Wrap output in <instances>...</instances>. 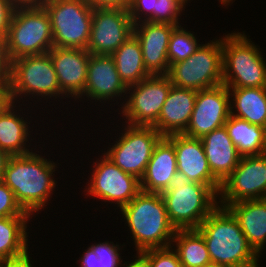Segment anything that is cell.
<instances>
[{
    "label": "cell",
    "instance_id": "obj_36",
    "mask_svg": "<svg viewBox=\"0 0 266 267\" xmlns=\"http://www.w3.org/2000/svg\"><path fill=\"white\" fill-rule=\"evenodd\" d=\"M15 9L11 0H0V36L7 37Z\"/></svg>",
    "mask_w": 266,
    "mask_h": 267
},
{
    "label": "cell",
    "instance_id": "obj_2",
    "mask_svg": "<svg viewBox=\"0 0 266 267\" xmlns=\"http://www.w3.org/2000/svg\"><path fill=\"white\" fill-rule=\"evenodd\" d=\"M197 230L204 238L211 262L230 267H259V256L227 207L218 205Z\"/></svg>",
    "mask_w": 266,
    "mask_h": 267
},
{
    "label": "cell",
    "instance_id": "obj_9",
    "mask_svg": "<svg viewBox=\"0 0 266 267\" xmlns=\"http://www.w3.org/2000/svg\"><path fill=\"white\" fill-rule=\"evenodd\" d=\"M11 101L23 97L22 94L48 97L64 95L57 80V75L50 54L43 53L17 58L12 61L9 75Z\"/></svg>",
    "mask_w": 266,
    "mask_h": 267
},
{
    "label": "cell",
    "instance_id": "obj_17",
    "mask_svg": "<svg viewBox=\"0 0 266 267\" xmlns=\"http://www.w3.org/2000/svg\"><path fill=\"white\" fill-rule=\"evenodd\" d=\"M167 138L174 144L178 172L184 173L191 182L208 185L218 195L221 183L211 172L201 139L184 134Z\"/></svg>",
    "mask_w": 266,
    "mask_h": 267
},
{
    "label": "cell",
    "instance_id": "obj_22",
    "mask_svg": "<svg viewBox=\"0 0 266 267\" xmlns=\"http://www.w3.org/2000/svg\"><path fill=\"white\" fill-rule=\"evenodd\" d=\"M201 141L211 172L222 183L238 165L241 155L225 126L214 129L202 137Z\"/></svg>",
    "mask_w": 266,
    "mask_h": 267
},
{
    "label": "cell",
    "instance_id": "obj_15",
    "mask_svg": "<svg viewBox=\"0 0 266 267\" xmlns=\"http://www.w3.org/2000/svg\"><path fill=\"white\" fill-rule=\"evenodd\" d=\"M230 97L224 84L197 92L194 109L184 135L201 139L225 125L230 116Z\"/></svg>",
    "mask_w": 266,
    "mask_h": 267
},
{
    "label": "cell",
    "instance_id": "obj_37",
    "mask_svg": "<svg viewBox=\"0 0 266 267\" xmlns=\"http://www.w3.org/2000/svg\"><path fill=\"white\" fill-rule=\"evenodd\" d=\"M12 61L8 54L6 37L0 36V79L8 80Z\"/></svg>",
    "mask_w": 266,
    "mask_h": 267
},
{
    "label": "cell",
    "instance_id": "obj_10",
    "mask_svg": "<svg viewBox=\"0 0 266 267\" xmlns=\"http://www.w3.org/2000/svg\"><path fill=\"white\" fill-rule=\"evenodd\" d=\"M126 127L125 133L104 154L124 172L141 179L155 145L163 136L153 126Z\"/></svg>",
    "mask_w": 266,
    "mask_h": 267
},
{
    "label": "cell",
    "instance_id": "obj_16",
    "mask_svg": "<svg viewBox=\"0 0 266 267\" xmlns=\"http://www.w3.org/2000/svg\"><path fill=\"white\" fill-rule=\"evenodd\" d=\"M50 54L60 90L69 97H82L90 53L82 48L52 47Z\"/></svg>",
    "mask_w": 266,
    "mask_h": 267
},
{
    "label": "cell",
    "instance_id": "obj_40",
    "mask_svg": "<svg viewBox=\"0 0 266 267\" xmlns=\"http://www.w3.org/2000/svg\"><path fill=\"white\" fill-rule=\"evenodd\" d=\"M27 252L23 256L3 260V267H32L30 257Z\"/></svg>",
    "mask_w": 266,
    "mask_h": 267
},
{
    "label": "cell",
    "instance_id": "obj_38",
    "mask_svg": "<svg viewBox=\"0 0 266 267\" xmlns=\"http://www.w3.org/2000/svg\"><path fill=\"white\" fill-rule=\"evenodd\" d=\"M92 8H128L130 0H84Z\"/></svg>",
    "mask_w": 266,
    "mask_h": 267
},
{
    "label": "cell",
    "instance_id": "obj_45",
    "mask_svg": "<svg viewBox=\"0 0 266 267\" xmlns=\"http://www.w3.org/2000/svg\"><path fill=\"white\" fill-rule=\"evenodd\" d=\"M232 0H220L223 5H229ZM228 3V4H227Z\"/></svg>",
    "mask_w": 266,
    "mask_h": 267
},
{
    "label": "cell",
    "instance_id": "obj_11",
    "mask_svg": "<svg viewBox=\"0 0 266 267\" xmlns=\"http://www.w3.org/2000/svg\"><path fill=\"white\" fill-rule=\"evenodd\" d=\"M172 87L167 75H150L128 87L129 99L122 103V114L133 126H154ZM134 88V89H133Z\"/></svg>",
    "mask_w": 266,
    "mask_h": 267
},
{
    "label": "cell",
    "instance_id": "obj_34",
    "mask_svg": "<svg viewBox=\"0 0 266 267\" xmlns=\"http://www.w3.org/2000/svg\"><path fill=\"white\" fill-rule=\"evenodd\" d=\"M30 216L15 199L14 192L0 181V217Z\"/></svg>",
    "mask_w": 266,
    "mask_h": 267
},
{
    "label": "cell",
    "instance_id": "obj_30",
    "mask_svg": "<svg viewBox=\"0 0 266 267\" xmlns=\"http://www.w3.org/2000/svg\"><path fill=\"white\" fill-rule=\"evenodd\" d=\"M119 250V245L109 241L91 245L80 258V265L81 267H121Z\"/></svg>",
    "mask_w": 266,
    "mask_h": 267
},
{
    "label": "cell",
    "instance_id": "obj_43",
    "mask_svg": "<svg viewBox=\"0 0 266 267\" xmlns=\"http://www.w3.org/2000/svg\"><path fill=\"white\" fill-rule=\"evenodd\" d=\"M126 265L125 267H147L146 266V263L144 262V260L142 259V257L138 254V257L137 259H135V261L129 263V264H126L124 263L123 266Z\"/></svg>",
    "mask_w": 266,
    "mask_h": 267
},
{
    "label": "cell",
    "instance_id": "obj_29",
    "mask_svg": "<svg viewBox=\"0 0 266 267\" xmlns=\"http://www.w3.org/2000/svg\"><path fill=\"white\" fill-rule=\"evenodd\" d=\"M172 242L176 243L182 267H204L211 262L202 234L197 229L176 230Z\"/></svg>",
    "mask_w": 266,
    "mask_h": 267
},
{
    "label": "cell",
    "instance_id": "obj_12",
    "mask_svg": "<svg viewBox=\"0 0 266 267\" xmlns=\"http://www.w3.org/2000/svg\"><path fill=\"white\" fill-rule=\"evenodd\" d=\"M220 205L266 198V153L241 156L238 165L221 183Z\"/></svg>",
    "mask_w": 266,
    "mask_h": 267
},
{
    "label": "cell",
    "instance_id": "obj_18",
    "mask_svg": "<svg viewBox=\"0 0 266 267\" xmlns=\"http://www.w3.org/2000/svg\"><path fill=\"white\" fill-rule=\"evenodd\" d=\"M176 26L148 21L134 24L133 35L141 45L144 65L151 75H167L169 38Z\"/></svg>",
    "mask_w": 266,
    "mask_h": 267
},
{
    "label": "cell",
    "instance_id": "obj_6",
    "mask_svg": "<svg viewBox=\"0 0 266 267\" xmlns=\"http://www.w3.org/2000/svg\"><path fill=\"white\" fill-rule=\"evenodd\" d=\"M6 41L11 61L47 53L54 46L51 21L45 8H16Z\"/></svg>",
    "mask_w": 266,
    "mask_h": 267
},
{
    "label": "cell",
    "instance_id": "obj_35",
    "mask_svg": "<svg viewBox=\"0 0 266 267\" xmlns=\"http://www.w3.org/2000/svg\"><path fill=\"white\" fill-rule=\"evenodd\" d=\"M155 4L156 0H130L127 9L132 22L137 24L140 23V20L142 22V18H144L143 21L154 23ZM142 14L146 17H142Z\"/></svg>",
    "mask_w": 266,
    "mask_h": 267
},
{
    "label": "cell",
    "instance_id": "obj_26",
    "mask_svg": "<svg viewBox=\"0 0 266 267\" xmlns=\"http://www.w3.org/2000/svg\"><path fill=\"white\" fill-rule=\"evenodd\" d=\"M225 128L241 156L266 153L264 127L230 115Z\"/></svg>",
    "mask_w": 266,
    "mask_h": 267
},
{
    "label": "cell",
    "instance_id": "obj_32",
    "mask_svg": "<svg viewBox=\"0 0 266 267\" xmlns=\"http://www.w3.org/2000/svg\"><path fill=\"white\" fill-rule=\"evenodd\" d=\"M147 267H182L172 246L147 249L139 253Z\"/></svg>",
    "mask_w": 266,
    "mask_h": 267
},
{
    "label": "cell",
    "instance_id": "obj_46",
    "mask_svg": "<svg viewBox=\"0 0 266 267\" xmlns=\"http://www.w3.org/2000/svg\"><path fill=\"white\" fill-rule=\"evenodd\" d=\"M181 3H183L184 5H186L188 0H179ZM186 2V3H185Z\"/></svg>",
    "mask_w": 266,
    "mask_h": 267
},
{
    "label": "cell",
    "instance_id": "obj_3",
    "mask_svg": "<svg viewBox=\"0 0 266 267\" xmlns=\"http://www.w3.org/2000/svg\"><path fill=\"white\" fill-rule=\"evenodd\" d=\"M137 254L152 248L171 246L176 229L168 219L166 205L161 193L140 191L121 208Z\"/></svg>",
    "mask_w": 266,
    "mask_h": 267
},
{
    "label": "cell",
    "instance_id": "obj_47",
    "mask_svg": "<svg viewBox=\"0 0 266 267\" xmlns=\"http://www.w3.org/2000/svg\"><path fill=\"white\" fill-rule=\"evenodd\" d=\"M264 133H265V141H266V124L264 126Z\"/></svg>",
    "mask_w": 266,
    "mask_h": 267
},
{
    "label": "cell",
    "instance_id": "obj_4",
    "mask_svg": "<svg viewBox=\"0 0 266 267\" xmlns=\"http://www.w3.org/2000/svg\"><path fill=\"white\" fill-rule=\"evenodd\" d=\"M161 195L176 230L197 229L219 203L218 195L208 185L191 182L182 172L176 173Z\"/></svg>",
    "mask_w": 266,
    "mask_h": 267
},
{
    "label": "cell",
    "instance_id": "obj_19",
    "mask_svg": "<svg viewBox=\"0 0 266 267\" xmlns=\"http://www.w3.org/2000/svg\"><path fill=\"white\" fill-rule=\"evenodd\" d=\"M127 89L117 72L111 55H90L87 79L82 95L101 102V100L107 101L113 97H121L123 93L128 92Z\"/></svg>",
    "mask_w": 266,
    "mask_h": 267
},
{
    "label": "cell",
    "instance_id": "obj_39",
    "mask_svg": "<svg viewBox=\"0 0 266 267\" xmlns=\"http://www.w3.org/2000/svg\"><path fill=\"white\" fill-rule=\"evenodd\" d=\"M12 103L8 80L0 79V114Z\"/></svg>",
    "mask_w": 266,
    "mask_h": 267
},
{
    "label": "cell",
    "instance_id": "obj_48",
    "mask_svg": "<svg viewBox=\"0 0 266 267\" xmlns=\"http://www.w3.org/2000/svg\"><path fill=\"white\" fill-rule=\"evenodd\" d=\"M0 267H3V260L0 259Z\"/></svg>",
    "mask_w": 266,
    "mask_h": 267
},
{
    "label": "cell",
    "instance_id": "obj_20",
    "mask_svg": "<svg viewBox=\"0 0 266 267\" xmlns=\"http://www.w3.org/2000/svg\"><path fill=\"white\" fill-rule=\"evenodd\" d=\"M196 96L197 91L172 85L153 127L163 137L183 134L189 124Z\"/></svg>",
    "mask_w": 266,
    "mask_h": 267
},
{
    "label": "cell",
    "instance_id": "obj_27",
    "mask_svg": "<svg viewBox=\"0 0 266 267\" xmlns=\"http://www.w3.org/2000/svg\"><path fill=\"white\" fill-rule=\"evenodd\" d=\"M15 105L12 102L0 114V148L10 156L26 155L31 153L26 148L28 142V126L23 117L16 115Z\"/></svg>",
    "mask_w": 266,
    "mask_h": 267
},
{
    "label": "cell",
    "instance_id": "obj_24",
    "mask_svg": "<svg viewBox=\"0 0 266 267\" xmlns=\"http://www.w3.org/2000/svg\"><path fill=\"white\" fill-rule=\"evenodd\" d=\"M111 56L117 72L127 88L151 75L145 68L142 48L134 35L122 43Z\"/></svg>",
    "mask_w": 266,
    "mask_h": 267
},
{
    "label": "cell",
    "instance_id": "obj_8",
    "mask_svg": "<svg viewBox=\"0 0 266 267\" xmlns=\"http://www.w3.org/2000/svg\"><path fill=\"white\" fill-rule=\"evenodd\" d=\"M44 8L50 17L54 47L87 48L94 8L84 0H48Z\"/></svg>",
    "mask_w": 266,
    "mask_h": 267
},
{
    "label": "cell",
    "instance_id": "obj_5",
    "mask_svg": "<svg viewBox=\"0 0 266 267\" xmlns=\"http://www.w3.org/2000/svg\"><path fill=\"white\" fill-rule=\"evenodd\" d=\"M251 42L240 32L222 38L223 84L228 88H266V63Z\"/></svg>",
    "mask_w": 266,
    "mask_h": 267
},
{
    "label": "cell",
    "instance_id": "obj_1",
    "mask_svg": "<svg viewBox=\"0 0 266 267\" xmlns=\"http://www.w3.org/2000/svg\"><path fill=\"white\" fill-rule=\"evenodd\" d=\"M55 166L54 162L35 152L11 156L2 181L14 192L21 208L32 215L47 206L56 185L52 177Z\"/></svg>",
    "mask_w": 266,
    "mask_h": 267
},
{
    "label": "cell",
    "instance_id": "obj_14",
    "mask_svg": "<svg viewBox=\"0 0 266 267\" xmlns=\"http://www.w3.org/2000/svg\"><path fill=\"white\" fill-rule=\"evenodd\" d=\"M93 170L87 193L105 201L116 202L120 209L141 191L140 179L124 172L105 154Z\"/></svg>",
    "mask_w": 266,
    "mask_h": 267
},
{
    "label": "cell",
    "instance_id": "obj_33",
    "mask_svg": "<svg viewBox=\"0 0 266 267\" xmlns=\"http://www.w3.org/2000/svg\"><path fill=\"white\" fill-rule=\"evenodd\" d=\"M184 8V4L179 0H156L154 23H169L178 26V17Z\"/></svg>",
    "mask_w": 266,
    "mask_h": 267
},
{
    "label": "cell",
    "instance_id": "obj_44",
    "mask_svg": "<svg viewBox=\"0 0 266 267\" xmlns=\"http://www.w3.org/2000/svg\"><path fill=\"white\" fill-rule=\"evenodd\" d=\"M204 267H230V266H227V265H224V264L210 262V263L206 264Z\"/></svg>",
    "mask_w": 266,
    "mask_h": 267
},
{
    "label": "cell",
    "instance_id": "obj_42",
    "mask_svg": "<svg viewBox=\"0 0 266 267\" xmlns=\"http://www.w3.org/2000/svg\"><path fill=\"white\" fill-rule=\"evenodd\" d=\"M11 156L0 148V181L3 180L7 162Z\"/></svg>",
    "mask_w": 266,
    "mask_h": 267
},
{
    "label": "cell",
    "instance_id": "obj_21",
    "mask_svg": "<svg viewBox=\"0 0 266 267\" xmlns=\"http://www.w3.org/2000/svg\"><path fill=\"white\" fill-rule=\"evenodd\" d=\"M177 172L174 144L167 137H162L155 145L146 171L140 179L141 190L162 193L169 188Z\"/></svg>",
    "mask_w": 266,
    "mask_h": 267
},
{
    "label": "cell",
    "instance_id": "obj_41",
    "mask_svg": "<svg viewBox=\"0 0 266 267\" xmlns=\"http://www.w3.org/2000/svg\"><path fill=\"white\" fill-rule=\"evenodd\" d=\"M48 0H11L15 8H41Z\"/></svg>",
    "mask_w": 266,
    "mask_h": 267
},
{
    "label": "cell",
    "instance_id": "obj_31",
    "mask_svg": "<svg viewBox=\"0 0 266 267\" xmlns=\"http://www.w3.org/2000/svg\"><path fill=\"white\" fill-rule=\"evenodd\" d=\"M196 37L191 31L176 26L169 38L167 58L169 65L186 60L194 54L201 44H197Z\"/></svg>",
    "mask_w": 266,
    "mask_h": 267
},
{
    "label": "cell",
    "instance_id": "obj_28",
    "mask_svg": "<svg viewBox=\"0 0 266 267\" xmlns=\"http://www.w3.org/2000/svg\"><path fill=\"white\" fill-rule=\"evenodd\" d=\"M30 217H0V259H13L28 252L26 224Z\"/></svg>",
    "mask_w": 266,
    "mask_h": 267
},
{
    "label": "cell",
    "instance_id": "obj_23",
    "mask_svg": "<svg viewBox=\"0 0 266 267\" xmlns=\"http://www.w3.org/2000/svg\"><path fill=\"white\" fill-rule=\"evenodd\" d=\"M227 208L239 222L248 244L259 256L266 243V198L239 201Z\"/></svg>",
    "mask_w": 266,
    "mask_h": 267
},
{
    "label": "cell",
    "instance_id": "obj_13",
    "mask_svg": "<svg viewBox=\"0 0 266 267\" xmlns=\"http://www.w3.org/2000/svg\"><path fill=\"white\" fill-rule=\"evenodd\" d=\"M133 29L127 8H94L86 50L94 55H111L133 35Z\"/></svg>",
    "mask_w": 266,
    "mask_h": 267
},
{
    "label": "cell",
    "instance_id": "obj_25",
    "mask_svg": "<svg viewBox=\"0 0 266 267\" xmlns=\"http://www.w3.org/2000/svg\"><path fill=\"white\" fill-rule=\"evenodd\" d=\"M228 90L229 95L233 97V100H230V115L264 127L266 124V88H228ZM233 105L237 111L235 113Z\"/></svg>",
    "mask_w": 266,
    "mask_h": 267
},
{
    "label": "cell",
    "instance_id": "obj_7",
    "mask_svg": "<svg viewBox=\"0 0 266 267\" xmlns=\"http://www.w3.org/2000/svg\"><path fill=\"white\" fill-rule=\"evenodd\" d=\"M167 76L172 85L197 92L223 84L222 39L202 44L186 60L171 64Z\"/></svg>",
    "mask_w": 266,
    "mask_h": 267
}]
</instances>
